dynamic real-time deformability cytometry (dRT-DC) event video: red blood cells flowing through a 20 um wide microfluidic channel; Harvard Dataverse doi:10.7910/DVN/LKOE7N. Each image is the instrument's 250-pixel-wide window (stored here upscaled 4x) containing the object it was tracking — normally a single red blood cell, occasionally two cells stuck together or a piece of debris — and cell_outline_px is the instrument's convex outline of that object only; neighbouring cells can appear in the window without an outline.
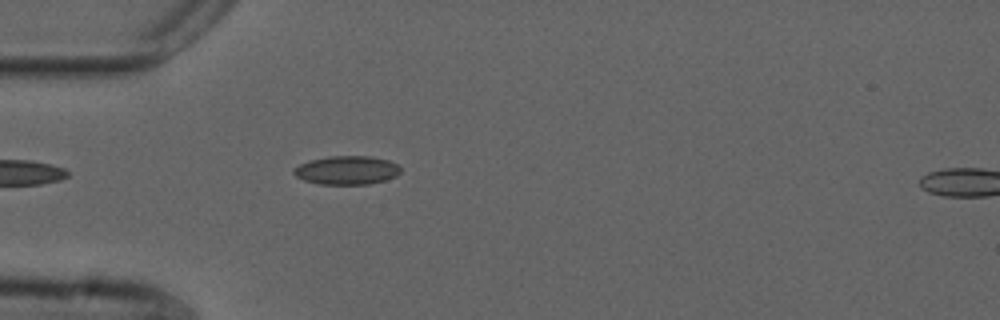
{"species": "common noctule bat (a hibernating species)", "species_latin": "Nyctalus noctula", "temperature_condition": "cold", "stored_images_in_passage": 40, "camera_frame_rate_fps": 3000, "um_per_image_px": 0.085, "animal": {"sex": "male", "forearm_length_mm": 52.5}, "frame": {"image": 1, "passage_image": 1, "time_ms": 0.0, "image_size_px": [1000, 320], "cell_outline_px": [[400, 172], [396, 176], [384, 180], [368, 184], [320, 184], [304, 180], [296, 176], [292, 172], [292, 168], [308, 160], [328, 156], [368, 156], [388, 160], [396, 164], [400, 168]], "centroid_in_image_um": [29.44, 14.46], "position_along_channel_um": 55.6, "area_um2": 17.8}}
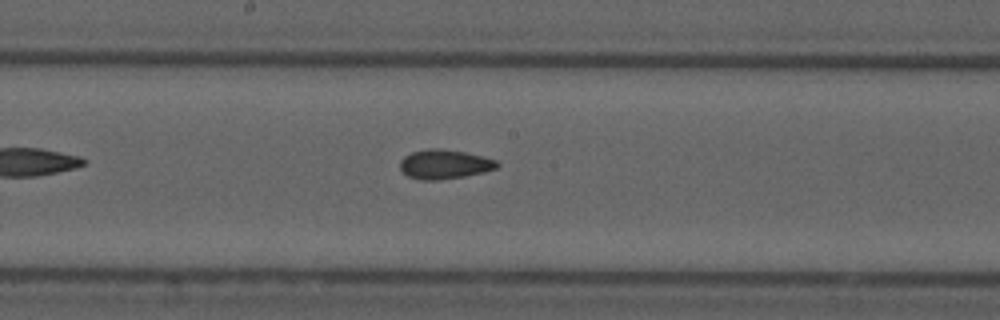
{"frame": {"image": 2, "passage_image": 14, "time_ms": 4.333, "image_size_px": [1000, 320], "cell_outline_px": [[500, 164], [496, 168], [484, 172], [464, 176], [436, 180], [420, 180], [408, 176], [400, 168], [400, 160], [404, 156], [412, 152], [428, 148], [440, 148], [464, 152], [484, 156], [496, 160]], "centroid_in_image_um": [37.78, 13.95], "position_along_channel_um": 210.4, "area_um2": 16.59}}
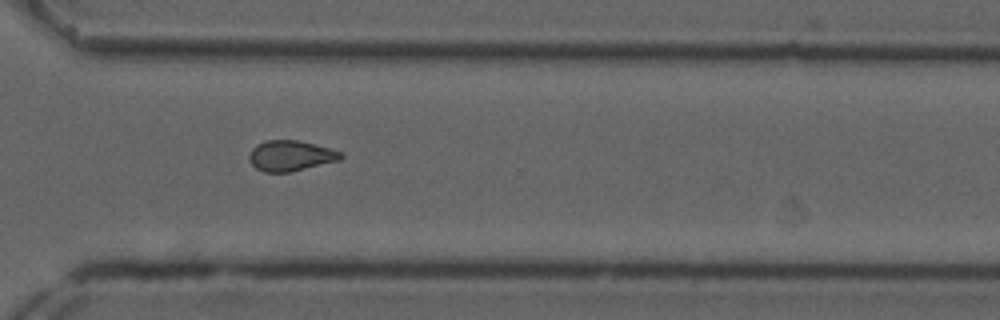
{"frame": {"image": 3, "passage_image": 25, "time_ms": 8.0, "image_size_px": [1000, 320], "cell_outline_px": [[344, 156], [340, 160], [288, 172], [264, 172], [256, 168], [252, 164], [248, 156], [252, 148], [256, 144], [268, 140], [296, 140], [328, 148], [340, 152]], "centroid_in_image_um": [24.67, 13.24], "position_along_channel_um": 345.9, "area_um2": 16.01}, "authors_computed_cell_mechanics": {"area_um2": 16.2129, "velocity_mm_per_s": 3.7126, "shape_relaxation_time_tau1_ms": null, "shape_relaxation_time_tau2_ms": 4.1676, "deformation_change_tau1": null, "deformation_change_tau2": 0.1015}}